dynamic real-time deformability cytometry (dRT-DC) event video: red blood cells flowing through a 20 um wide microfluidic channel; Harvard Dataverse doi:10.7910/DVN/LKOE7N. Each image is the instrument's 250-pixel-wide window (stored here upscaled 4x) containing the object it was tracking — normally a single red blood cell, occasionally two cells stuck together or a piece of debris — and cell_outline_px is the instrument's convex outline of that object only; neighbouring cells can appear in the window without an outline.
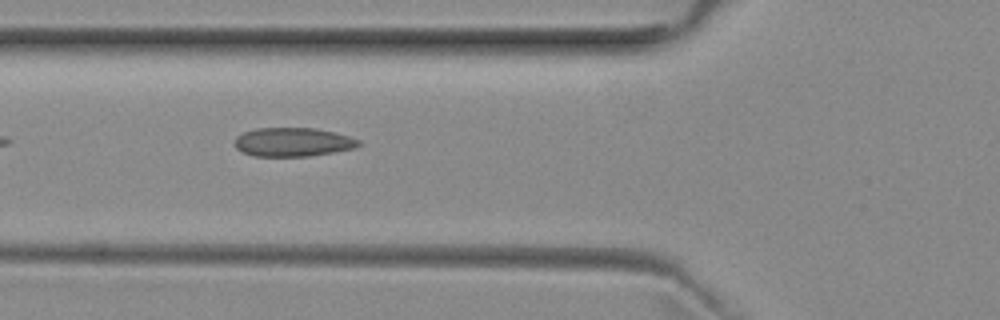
{"species": "common noctule bat (a hibernating species)", "species_latin": "Nyctalus noctula", "temperature_condition": "room temperature", "stored_images_in_passage": 28, "camera_frame_rate_fps": 3000, "um_per_image_px": 0.085, "animal": {"sex": "female", "body_mass_g": 29.2, "forearm_length_mm": 56.3}, "frame": {"image": 1, "passage_image": 7, "time_ms": 2.0, "image_size_px": [1000, 320], "cell_outline_px": [[360, 144], [356, 148], [308, 156], [252, 156], [236, 148], [236, 136], [244, 132], [256, 128], [316, 128], [336, 132], [360, 140]], "centroid_in_image_um": [24.91, 12.07], "position_along_channel_um": 100.9, "area_um2": 20.75}}
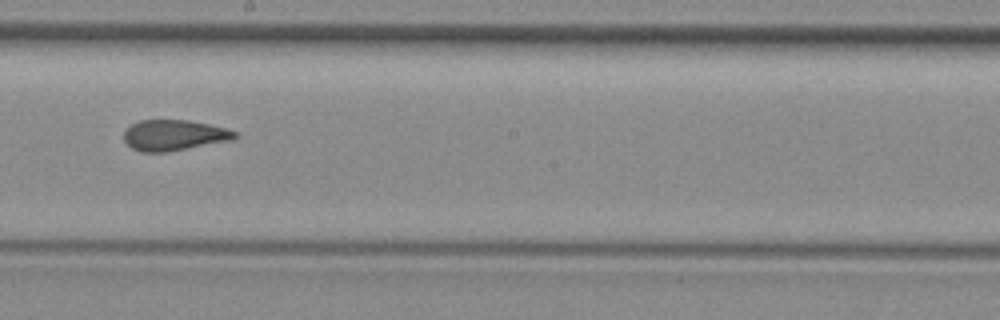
{"frame": {"image": 2, "passage_image": 17, "time_ms": 5.333, "image_size_px": [1000, 320], "cell_outline_px": [[240, 136], [232, 140], [168, 152], [140, 152], [132, 148], [124, 140], [124, 132], [132, 124], [140, 120], [188, 120], [208, 124], [240, 132]], "centroid_in_image_um": [14.83, 11.5], "position_along_channel_um": 233.4, "area_um2": 19.94}}
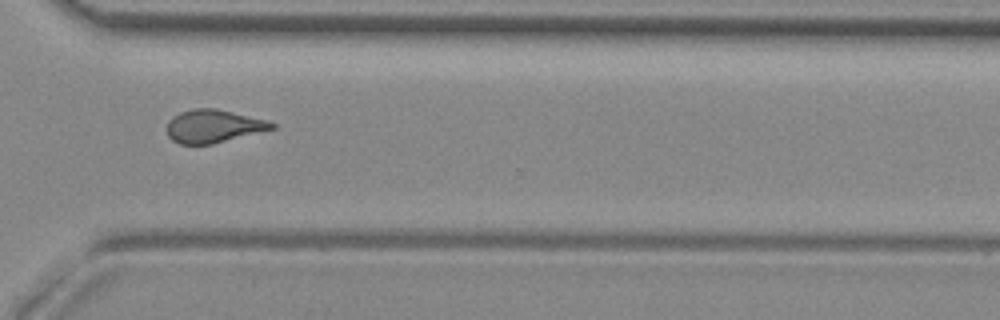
{"frame": {"image": 3, "passage_image": 26, "time_ms": 8.333, "image_size_px": [1000, 320], "cell_outline_px": [[276, 128], [212, 144], [180, 144], [172, 140], [168, 136], [168, 120], [172, 116], [180, 112], [192, 108], [216, 108], [268, 120], [276, 124]], "centroid_in_image_um": [18.14, 10.71], "position_along_channel_um": 352.5, "area_um2": 20.23}, "authors_computed_cell_mechanics": {"area_um2": 20.4612, "velocity_mm_per_s": 3.9657, "shape_relaxation_time_tau1_ms": null, "shape_relaxation_time_tau2_ms": 2.5733, "deformation_change_tau1": null, "deformation_change_tau2": 0.0763}}